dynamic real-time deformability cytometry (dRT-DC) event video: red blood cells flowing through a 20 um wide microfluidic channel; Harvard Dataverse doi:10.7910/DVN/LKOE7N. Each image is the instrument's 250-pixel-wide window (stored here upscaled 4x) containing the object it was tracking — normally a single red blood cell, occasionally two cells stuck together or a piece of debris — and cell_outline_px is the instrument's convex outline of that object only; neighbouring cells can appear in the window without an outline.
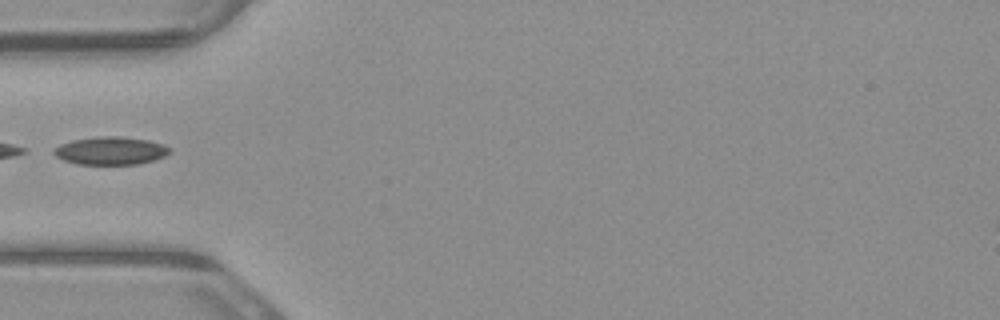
{"species": "common noctule bat (a hibernating species)", "species_latin": "Nyctalus noctula", "temperature_condition": "warm", "stored_images_in_passage": 1, "camera_frame_rate_fps": 3000, "um_per_image_px": 0.085, "animal": {"sex": "male", "body_mass_g": 23.1, "forearm_length_mm": 52.7}, "frame": {"image": 1, "passage_image": 1, "time_ms": 0.0, "image_size_px": [1000, 320], "cell_outline_px": [[172, 152], [156, 160], [136, 164], [76, 164], [64, 160], [56, 156], [52, 152], [52, 148], [60, 144], [72, 140], [100, 136], [120, 136], [148, 140], [164, 144], [172, 148]], "centroid_in_image_um": [9.42, 12.81], "position_along_channel_um": 75.6, "area_um2": 19.07}}